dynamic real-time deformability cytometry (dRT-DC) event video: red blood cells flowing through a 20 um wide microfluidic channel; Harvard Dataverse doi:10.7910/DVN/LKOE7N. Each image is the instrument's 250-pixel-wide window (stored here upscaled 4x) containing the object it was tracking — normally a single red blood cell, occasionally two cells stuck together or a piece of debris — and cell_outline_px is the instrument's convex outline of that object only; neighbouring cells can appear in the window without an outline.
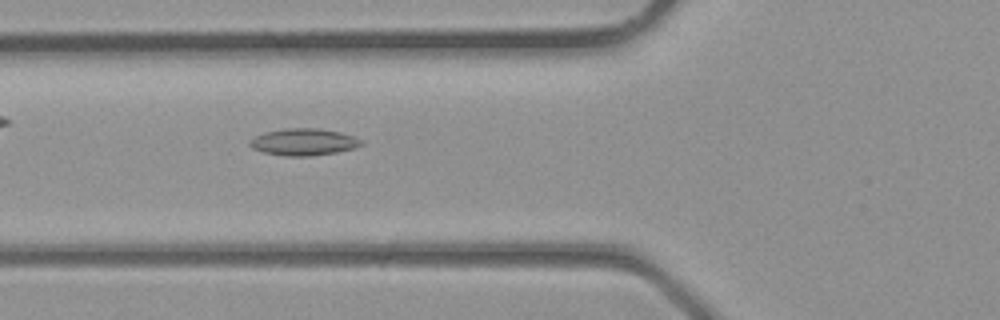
{"species": "common noctule bat (a hibernating species)", "species_latin": "Nyctalus noctula", "temperature_condition": "room temperature", "stored_images_in_passage": 35, "camera_frame_rate_fps": 3000, "um_per_image_px": 0.085, "animal": {"sex": "male", "body_mass_g": 23.1, "forearm_length_mm": 52.7}, "frame": {"image": 1, "passage_image": 12, "time_ms": 3.667, "image_size_px": [1000, 320], "cell_outline_px": [[364, 144], [356, 148], [336, 152], [308, 156], [288, 156], [264, 152], [252, 148], [248, 144], [248, 140], [256, 136], [268, 132], [288, 128], [320, 128], [340, 132], [364, 140]], "centroid_in_image_um": [25.85, 12.07], "position_along_channel_um": 100.0, "area_um2": 17.4}}
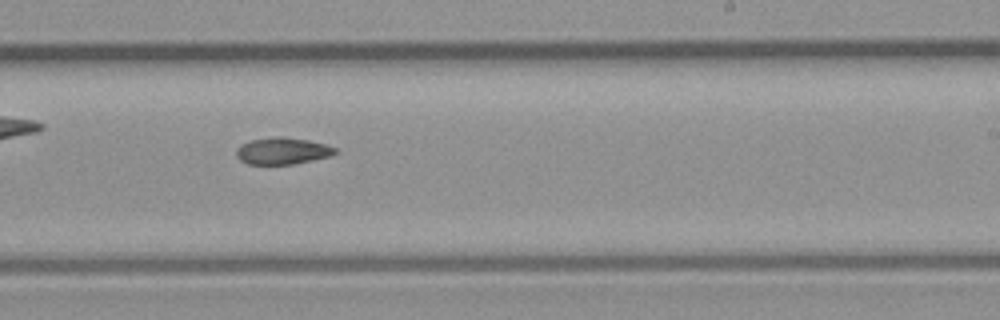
{"frame": {"image": 2, "passage_image": 21, "time_ms": 6.667, "image_size_px": [1000, 320], "cell_outline_px": [[340, 152], [328, 156], [312, 160], [292, 164], [248, 164], [240, 160], [236, 156], [236, 148], [252, 140], [276, 136], [284, 136], [308, 140], [328, 144], [336, 148]], "centroid_in_image_um": [24.04, 12.82], "position_along_channel_um": 265.0, "area_um2": 15.43}}
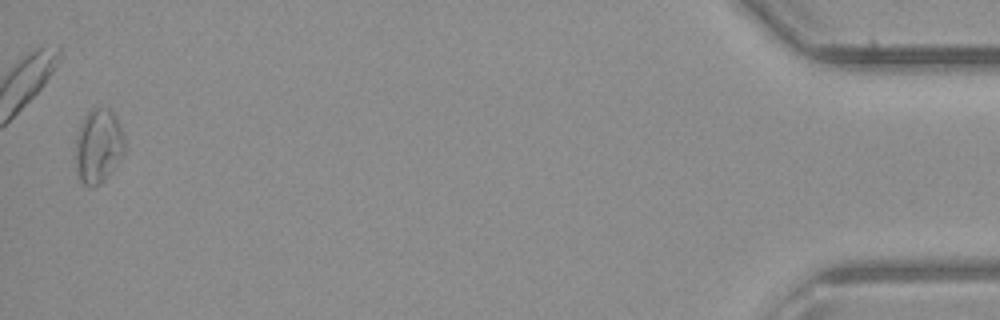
{"frame": {"image": 3, "passage_image": 35, "time_ms": 11.333, "image_size_px": [1000, 320], "cell_outline_px": [[128, 148], [104, 180], [100, 184], [92, 188], [88, 188], [80, 180], [76, 168], [76, 136], [80, 124], [88, 112], [92, 108], [108, 108], [112, 112], [124, 136]], "centroid_in_image_um": [8.37, 12.44], "position_along_channel_um": 426.8, "area_um2": 21.27}}